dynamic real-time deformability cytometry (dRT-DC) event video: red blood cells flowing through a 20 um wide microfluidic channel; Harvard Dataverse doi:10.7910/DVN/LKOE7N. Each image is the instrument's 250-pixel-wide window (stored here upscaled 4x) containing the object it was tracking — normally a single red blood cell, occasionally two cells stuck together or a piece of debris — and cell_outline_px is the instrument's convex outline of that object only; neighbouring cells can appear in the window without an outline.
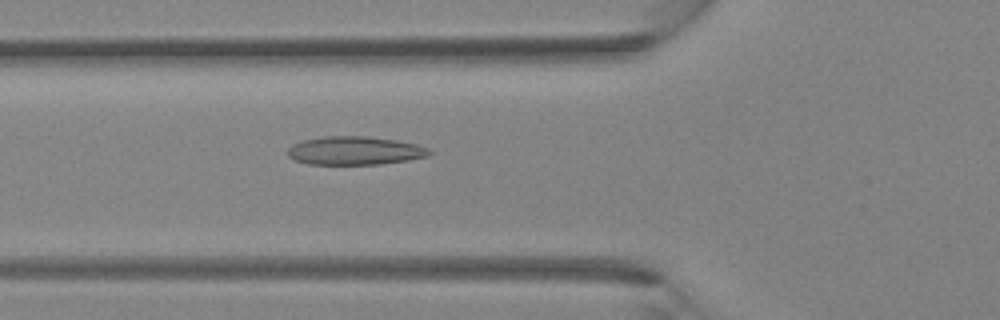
{"species": "Egyptian fruit bat (a non-hibernating species)", "species_latin": "Rousettus aegyptiacus", "temperature_condition": "room temperature", "stored_images_in_passage": 36, "camera_frame_rate_fps": 3000, "um_per_image_px": 0.085, "animal": {"sex": "female"}, "frame": {"image": 1, "passage_image": 11, "time_ms": 3.333, "image_size_px": [1000, 320], "cell_outline_px": [[432, 152], [428, 156], [408, 160], [380, 164], [308, 164], [296, 160], [288, 156], [288, 148], [292, 144], [304, 140], [324, 136], [368, 136], [396, 140], [416, 144], [428, 148]], "centroid_in_image_um": [30.16, 12.8], "position_along_channel_um": 95.6, "area_um2": 23.41}}
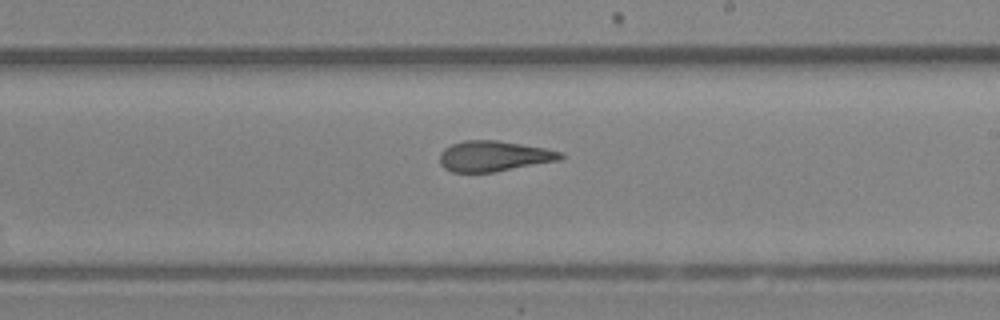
{"frame": {"image": 2, "passage_image": 20, "time_ms": 6.333, "image_size_px": [1000, 320], "cell_outline_px": [[564, 156], [560, 160], [492, 172], [452, 172], [444, 168], [440, 164], [440, 152], [444, 148], [452, 144], [464, 140], [496, 140], [544, 148], [564, 152]], "centroid_in_image_um": [41.96, 13.27], "position_along_channel_um": 247.0, "area_um2": 21.39}}
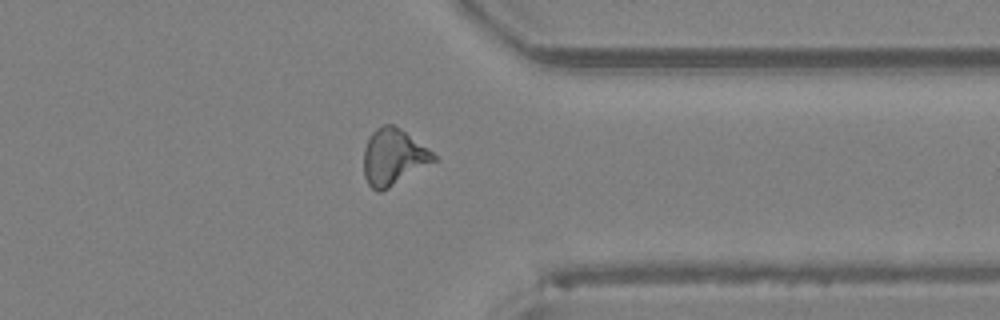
{"frame": {"image": 3, "passage_image": 28, "time_ms": 9.0, "image_size_px": [1000, 320], "cell_outline_px": [[436, 160], [388, 188], [380, 192], [376, 192], [368, 184], [364, 176], [364, 148], [372, 132], [376, 128], [384, 124], [392, 124], [400, 128], [428, 148], [436, 156]], "centroid_in_image_um": [33.41, 13.34], "position_along_channel_um": 378.0, "area_um2": 22.66}}